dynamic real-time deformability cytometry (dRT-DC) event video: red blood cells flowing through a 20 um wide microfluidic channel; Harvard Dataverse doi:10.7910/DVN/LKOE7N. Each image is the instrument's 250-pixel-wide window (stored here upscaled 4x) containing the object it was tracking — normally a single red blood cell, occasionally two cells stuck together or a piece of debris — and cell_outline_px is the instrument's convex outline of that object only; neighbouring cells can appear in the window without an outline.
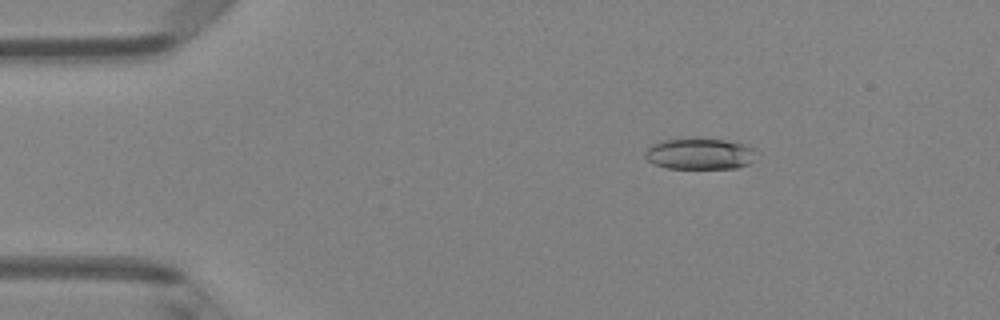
{"species": "Egyptian fruit bat (a non-hibernating species)", "species_latin": "Rousettus aegyptiacus", "temperature_condition": "room temperature", "stored_images_in_passage": 5, "camera_frame_rate_fps": 3000, "um_per_image_px": 0.085, "animal": {"sex": "female"}, "frame": {"image": 1, "passage_image": 3, "time_ms": 2.333, "image_size_px": [1000, 320], "cell_outline_px": [[756, 148], [752, 160], [748, 164], [736, 168], [668, 168], [656, 164], [648, 160], [644, 156], [644, 152], [652, 144], [664, 140], [724, 140], [744, 144]], "centroid_in_image_um": [59.48, 13.09], "position_along_channel_um": 25.5, "area_um2": 19.65}}
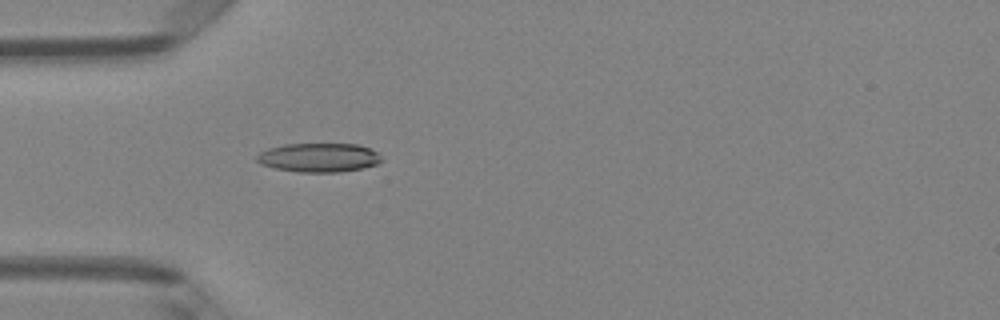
{"frame": {"image": 2, "passage_image": 5, "time_ms": 4.667, "image_size_px": [1000, 320], "cell_outline_px": [[384, 160], [376, 164], [360, 168], [340, 172], [300, 172], [276, 168], [260, 164], [256, 160], [256, 156], [260, 152], [268, 148], [284, 144], [356, 144], [380, 152]], "centroid_in_image_um": [27.12, 13.39], "position_along_channel_um": 57.9, "area_um2": 21.1}}